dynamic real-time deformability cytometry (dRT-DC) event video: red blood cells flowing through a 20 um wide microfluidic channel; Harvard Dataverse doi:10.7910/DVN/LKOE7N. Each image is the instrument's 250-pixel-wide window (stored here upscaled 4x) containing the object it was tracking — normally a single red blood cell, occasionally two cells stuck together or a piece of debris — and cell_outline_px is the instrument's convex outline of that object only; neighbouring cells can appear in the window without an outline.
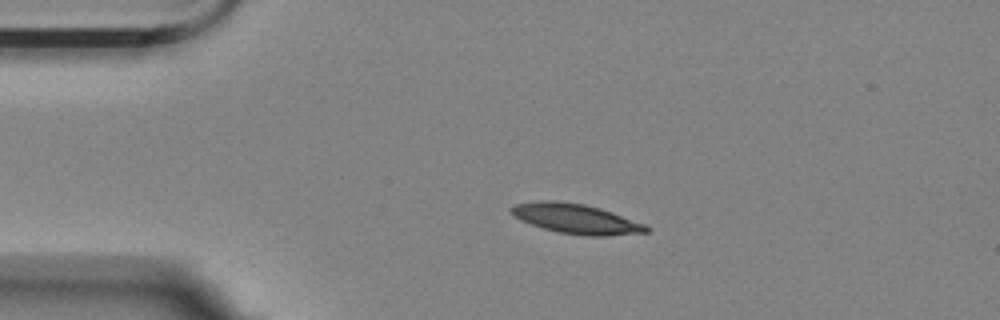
{"species": "Egyptian fruit bat (a non-hibernating species)", "species_latin": "Rousettus aegyptiacus", "temperature_condition": "room temperature", "stored_images_in_passage": 5, "camera_frame_rate_fps": 3000, "um_per_image_px": 0.085, "animal": {"sex": "female"}, "frame": {"image": 1, "passage_image": 4, "time_ms": 1.0, "image_size_px": [1000, 320], "cell_outline_px": [[652, 228], [648, 232], [608, 236], [584, 236], [556, 232], [520, 220], [512, 216], [508, 208], [512, 204], [540, 200], [560, 200], [584, 204], [600, 208], [612, 212], [644, 224]], "centroid_in_image_um": [48.91, 18.59], "position_along_channel_um": 36.1, "area_um2": 23.81}}